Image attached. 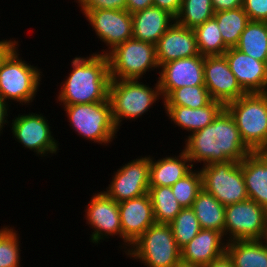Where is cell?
Here are the masks:
<instances>
[{"instance_id": "1", "label": "cell", "mask_w": 267, "mask_h": 267, "mask_svg": "<svg viewBox=\"0 0 267 267\" xmlns=\"http://www.w3.org/2000/svg\"><path fill=\"white\" fill-rule=\"evenodd\" d=\"M183 150L195 165L241 162L252 151L245 145L230 113L224 108L212 123L184 139ZM200 163V164H198Z\"/></svg>"}, {"instance_id": "2", "label": "cell", "mask_w": 267, "mask_h": 267, "mask_svg": "<svg viewBox=\"0 0 267 267\" xmlns=\"http://www.w3.org/2000/svg\"><path fill=\"white\" fill-rule=\"evenodd\" d=\"M56 94L59 105L88 104L108 101L111 81L107 55L75 56Z\"/></svg>"}, {"instance_id": "3", "label": "cell", "mask_w": 267, "mask_h": 267, "mask_svg": "<svg viewBox=\"0 0 267 267\" xmlns=\"http://www.w3.org/2000/svg\"><path fill=\"white\" fill-rule=\"evenodd\" d=\"M142 81L143 79L110 81L108 99L113 122L118 131L124 124L123 121L135 122L145 113L148 115L147 112H150L160 100L163 103L158 80L153 86Z\"/></svg>"}, {"instance_id": "4", "label": "cell", "mask_w": 267, "mask_h": 267, "mask_svg": "<svg viewBox=\"0 0 267 267\" xmlns=\"http://www.w3.org/2000/svg\"><path fill=\"white\" fill-rule=\"evenodd\" d=\"M18 47L8 54L0 66V97L10 106L15 102L17 106L31 107L32 102H36L44 74L38 65H31L21 57Z\"/></svg>"}, {"instance_id": "5", "label": "cell", "mask_w": 267, "mask_h": 267, "mask_svg": "<svg viewBox=\"0 0 267 267\" xmlns=\"http://www.w3.org/2000/svg\"><path fill=\"white\" fill-rule=\"evenodd\" d=\"M63 107L70 128L89 143L110 146L117 138L110 101L88 104L58 105ZM91 141V142H90Z\"/></svg>"}, {"instance_id": "6", "label": "cell", "mask_w": 267, "mask_h": 267, "mask_svg": "<svg viewBox=\"0 0 267 267\" xmlns=\"http://www.w3.org/2000/svg\"><path fill=\"white\" fill-rule=\"evenodd\" d=\"M245 145L252 152L267 151V93H246L225 105Z\"/></svg>"}, {"instance_id": "7", "label": "cell", "mask_w": 267, "mask_h": 267, "mask_svg": "<svg viewBox=\"0 0 267 267\" xmlns=\"http://www.w3.org/2000/svg\"><path fill=\"white\" fill-rule=\"evenodd\" d=\"M125 255L146 267H174L181 260V250L171 226L162 223L151 225Z\"/></svg>"}, {"instance_id": "8", "label": "cell", "mask_w": 267, "mask_h": 267, "mask_svg": "<svg viewBox=\"0 0 267 267\" xmlns=\"http://www.w3.org/2000/svg\"><path fill=\"white\" fill-rule=\"evenodd\" d=\"M107 58L111 80H139L146 78V72L159 73L156 45L149 42L128 39L111 50Z\"/></svg>"}, {"instance_id": "9", "label": "cell", "mask_w": 267, "mask_h": 267, "mask_svg": "<svg viewBox=\"0 0 267 267\" xmlns=\"http://www.w3.org/2000/svg\"><path fill=\"white\" fill-rule=\"evenodd\" d=\"M202 187L224 206L248 199L241 162L227 161L198 166Z\"/></svg>"}, {"instance_id": "10", "label": "cell", "mask_w": 267, "mask_h": 267, "mask_svg": "<svg viewBox=\"0 0 267 267\" xmlns=\"http://www.w3.org/2000/svg\"><path fill=\"white\" fill-rule=\"evenodd\" d=\"M10 131L13 140L19 142L24 149L34 152L39 159L51 158L59 152V141L54 138L48 118L37 112L19 113L10 120ZM50 155V156H49ZM42 157V158H41Z\"/></svg>"}, {"instance_id": "11", "label": "cell", "mask_w": 267, "mask_h": 267, "mask_svg": "<svg viewBox=\"0 0 267 267\" xmlns=\"http://www.w3.org/2000/svg\"><path fill=\"white\" fill-rule=\"evenodd\" d=\"M267 231V210L247 199L225 206L224 238L234 240H263Z\"/></svg>"}, {"instance_id": "12", "label": "cell", "mask_w": 267, "mask_h": 267, "mask_svg": "<svg viewBox=\"0 0 267 267\" xmlns=\"http://www.w3.org/2000/svg\"><path fill=\"white\" fill-rule=\"evenodd\" d=\"M84 17L97 36L106 45L101 52L95 54L107 55L116 46L133 38L132 16L127 10L96 9L88 10Z\"/></svg>"}, {"instance_id": "13", "label": "cell", "mask_w": 267, "mask_h": 267, "mask_svg": "<svg viewBox=\"0 0 267 267\" xmlns=\"http://www.w3.org/2000/svg\"><path fill=\"white\" fill-rule=\"evenodd\" d=\"M113 172L110 184L102 190L115 202L141 197L148 193L150 175V155L138 156Z\"/></svg>"}, {"instance_id": "14", "label": "cell", "mask_w": 267, "mask_h": 267, "mask_svg": "<svg viewBox=\"0 0 267 267\" xmlns=\"http://www.w3.org/2000/svg\"><path fill=\"white\" fill-rule=\"evenodd\" d=\"M85 208L83 219H86V224L92 229L89 242L98 246L101 242L107 239L106 242H108L110 237L116 238V236L122 241L118 202L100 190L93 193Z\"/></svg>"}, {"instance_id": "15", "label": "cell", "mask_w": 267, "mask_h": 267, "mask_svg": "<svg viewBox=\"0 0 267 267\" xmlns=\"http://www.w3.org/2000/svg\"><path fill=\"white\" fill-rule=\"evenodd\" d=\"M122 242L119 248L123 255L151 225L155 223L149 194L118 203Z\"/></svg>"}, {"instance_id": "16", "label": "cell", "mask_w": 267, "mask_h": 267, "mask_svg": "<svg viewBox=\"0 0 267 267\" xmlns=\"http://www.w3.org/2000/svg\"><path fill=\"white\" fill-rule=\"evenodd\" d=\"M158 80L163 100L183 86L205 85L204 56L198 55L167 62L159 67Z\"/></svg>"}, {"instance_id": "17", "label": "cell", "mask_w": 267, "mask_h": 267, "mask_svg": "<svg viewBox=\"0 0 267 267\" xmlns=\"http://www.w3.org/2000/svg\"><path fill=\"white\" fill-rule=\"evenodd\" d=\"M204 80L211 99L224 106L246 94L224 55L204 56Z\"/></svg>"}, {"instance_id": "18", "label": "cell", "mask_w": 267, "mask_h": 267, "mask_svg": "<svg viewBox=\"0 0 267 267\" xmlns=\"http://www.w3.org/2000/svg\"><path fill=\"white\" fill-rule=\"evenodd\" d=\"M223 55L246 93H267V62L253 59L235 47H230Z\"/></svg>"}, {"instance_id": "19", "label": "cell", "mask_w": 267, "mask_h": 267, "mask_svg": "<svg viewBox=\"0 0 267 267\" xmlns=\"http://www.w3.org/2000/svg\"><path fill=\"white\" fill-rule=\"evenodd\" d=\"M200 55L193 29L175 23L163 34L156 44L159 67L182 58Z\"/></svg>"}, {"instance_id": "20", "label": "cell", "mask_w": 267, "mask_h": 267, "mask_svg": "<svg viewBox=\"0 0 267 267\" xmlns=\"http://www.w3.org/2000/svg\"><path fill=\"white\" fill-rule=\"evenodd\" d=\"M223 234L219 231L201 229L181 250V260L201 267L210 264L226 252Z\"/></svg>"}, {"instance_id": "21", "label": "cell", "mask_w": 267, "mask_h": 267, "mask_svg": "<svg viewBox=\"0 0 267 267\" xmlns=\"http://www.w3.org/2000/svg\"><path fill=\"white\" fill-rule=\"evenodd\" d=\"M133 21V38L154 45L175 23L176 17L154 5L131 14Z\"/></svg>"}, {"instance_id": "22", "label": "cell", "mask_w": 267, "mask_h": 267, "mask_svg": "<svg viewBox=\"0 0 267 267\" xmlns=\"http://www.w3.org/2000/svg\"><path fill=\"white\" fill-rule=\"evenodd\" d=\"M162 108L165 109L164 113L170 123L188 132L189 136V133L204 129L212 123L225 106L219 101L212 100L208 105L194 109L183 106H163Z\"/></svg>"}, {"instance_id": "23", "label": "cell", "mask_w": 267, "mask_h": 267, "mask_svg": "<svg viewBox=\"0 0 267 267\" xmlns=\"http://www.w3.org/2000/svg\"><path fill=\"white\" fill-rule=\"evenodd\" d=\"M248 199L267 210V152H252L241 161Z\"/></svg>"}, {"instance_id": "24", "label": "cell", "mask_w": 267, "mask_h": 267, "mask_svg": "<svg viewBox=\"0 0 267 267\" xmlns=\"http://www.w3.org/2000/svg\"><path fill=\"white\" fill-rule=\"evenodd\" d=\"M180 151L177 155H166L157 160L150 156L149 186L171 187L194 168L185 151L181 148Z\"/></svg>"}, {"instance_id": "25", "label": "cell", "mask_w": 267, "mask_h": 267, "mask_svg": "<svg viewBox=\"0 0 267 267\" xmlns=\"http://www.w3.org/2000/svg\"><path fill=\"white\" fill-rule=\"evenodd\" d=\"M226 252L235 267H267V243L264 239L227 242Z\"/></svg>"}, {"instance_id": "26", "label": "cell", "mask_w": 267, "mask_h": 267, "mask_svg": "<svg viewBox=\"0 0 267 267\" xmlns=\"http://www.w3.org/2000/svg\"><path fill=\"white\" fill-rule=\"evenodd\" d=\"M201 229L219 231L224 236L225 206L203 188L191 207Z\"/></svg>"}, {"instance_id": "27", "label": "cell", "mask_w": 267, "mask_h": 267, "mask_svg": "<svg viewBox=\"0 0 267 267\" xmlns=\"http://www.w3.org/2000/svg\"><path fill=\"white\" fill-rule=\"evenodd\" d=\"M235 48L253 59L267 62L266 22L250 21L240 35Z\"/></svg>"}, {"instance_id": "28", "label": "cell", "mask_w": 267, "mask_h": 267, "mask_svg": "<svg viewBox=\"0 0 267 267\" xmlns=\"http://www.w3.org/2000/svg\"><path fill=\"white\" fill-rule=\"evenodd\" d=\"M155 223L170 224L183 209L169 186H149Z\"/></svg>"}, {"instance_id": "29", "label": "cell", "mask_w": 267, "mask_h": 267, "mask_svg": "<svg viewBox=\"0 0 267 267\" xmlns=\"http://www.w3.org/2000/svg\"><path fill=\"white\" fill-rule=\"evenodd\" d=\"M224 43L235 47L250 19L243 7L214 13Z\"/></svg>"}, {"instance_id": "30", "label": "cell", "mask_w": 267, "mask_h": 267, "mask_svg": "<svg viewBox=\"0 0 267 267\" xmlns=\"http://www.w3.org/2000/svg\"><path fill=\"white\" fill-rule=\"evenodd\" d=\"M200 55H223L229 47L224 43L214 17L193 29Z\"/></svg>"}, {"instance_id": "31", "label": "cell", "mask_w": 267, "mask_h": 267, "mask_svg": "<svg viewBox=\"0 0 267 267\" xmlns=\"http://www.w3.org/2000/svg\"><path fill=\"white\" fill-rule=\"evenodd\" d=\"M212 101L205 85L183 86L174 89L164 100V106L200 108Z\"/></svg>"}, {"instance_id": "32", "label": "cell", "mask_w": 267, "mask_h": 267, "mask_svg": "<svg viewBox=\"0 0 267 267\" xmlns=\"http://www.w3.org/2000/svg\"><path fill=\"white\" fill-rule=\"evenodd\" d=\"M212 0H182L176 22L189 29H194L214 17Z\"/></svg>"}, {"instance_id": "33", "label": "cell", "mask_w": 267, "mask_h": 267, "mask_svg": "<svg viewBox=\"0 0 267 267\" xmlns=\"http://www.w3.org/2000/svg\"><path fill=\"white\" fill-rule=\"evenodd\" d=\"M13 226L0 227V267H21V236ZM23 267V266H22Z\"/></svg>"}, {"instance_id": "34", "label": "cell", "mask_w": 267, "mask_h": 267, "mask_svg": "<svg viewBox=\"0 0 267 267\" xmlns=\"http://www.w3.org/2000/svg\"><path fill=\"white\" fill-rule=\"evenodd\" d=\"M169 225L180 249L188 244L201 230L198 218L191 207L183 208Z\"/></svg>"}, {"instance_id": "35", "label": "cell", "mask_w": 267, "mask_h": 267, "mask_svg": "<svg viewBox=\"0 0 267 267\" xmlns=\"http://www.w3.org/2000/svg\"><path fill=\"white\" fill-rule=\"evenodd\" d=\"M202 188V175L198 167L196 169L193 168L182 179L171 186L172 192L182 208L192 207Z\"/></svg>"}, {"instance_id": "36", "label": "cell", "mask_w": 267, "mask_h": 267, "mask_svg": "<svg viewBox=\"0 0 267 267\" xmlns=\"http://www.w3.org/2000/svg\"><path fill=\"white\" fill-rule=\"evenodd\" d=\"M82 14L84 15L88 10L96 9H114L126 10V0H74Z\"/></svg>"}, {"instance_id": "37", "label": "cell", "mask_w": 267, "mask_h": 267, "mask_svg": "<svg viewBox=\"0 0 267 267\" xmlns=\"http://www.w3.org/2000/svg\"><path fill=\"white\" fill-rule=\"evenodd\" d=\"M242 7L250 21L267 22V0H243Z\"/></svg>"}, {"instance_id": "38", "label": "cell", "mask_w": 267, "mask_h": 267, "mask_svg": "<svg viewBox=\"0 0 267 267\" xmlns=\"http://www.w3.org/2000/svg\"><path fill=\"white\" fill-rule=\"evenodd\" d=\"M153 5L177 16L182 6V0H153Z\"/></svg>"}, {"instance_id": "39", "label": "cell", "mask_w": 267, "mask_h": 267, "mask_svg": "<svg viewBox=\"0 0 267 267\" xmlns=\"http://www.w3.org/2000/svg\"><path fill=\"white\" fill-rule=\"evenodd\" d=\"M214 12L232 10L243 6V0H212Z\"/></svg>"}, {"instance_id": "40", "label": "cell", "mask_w": 267, "mask_h": 267, "mask_svg": "<svg viewBox=\"0 0 267 267\" xmlns=\"http://www.w3.org/2000/svg\"><path fill=\"white\" fill-rule=\"evenodd\" d=\"M19 44L18 39H11V37L0 40V66L8 54Z\"/></svg>"}, {"instance_id": "41", "label": "cell", "mask_w": 267, "mask_h": 267, "mask_svg": "<svg viewBox=\"0 0 267 267\" xmlns=\"http://www.w3.org/2000/svg\"><path fill=\"white\" fill-rule=\"evenodd\" d=\"M11 106L0 97V136L3 134V130L5 125L9 126L11 121H8L9 115L12 114V110H10Z\"/></svg>"}, {"instance_id": "42", "label": "cell", "mask_w": 267, "mask_h": 267, "mask_svg": "<svg viewBox=\"0 0 267 267\" xmlns=\"http://www.w3.org/2000/svg\"><path fill=\"white\" fill-rule=\"evenodd\" d=\"M153 5V0H126V10L133 14Z\"/></svg>"}, {"instance_id": "43", "label": "cell", "mask_w": 267, "mask_h": 267, "mask_svg": "<svg viewBox=\"0 0 267 267\" xmlns=\"http://www.w3.org/2000/svg\"><path fill=\"white\" fill-rule=\"evenodd\" d=\"M205 267H235L231 257L225 252L220 257L214 259L210 264Z\"/></svg>"}, {"instance_id": "44", "label": "cell", "mask_w": 267, "mask_h": 267, "mask_svg": "<svg viewBox=\"0 0 267 267\" xmlns=\"http://www.w3.org/2000/svg\"><path fill=\"white\" fill-rule=\"evenodd\" d=\"M174 267H201L192 263H186L180 260Z\"/></svg>"}, {"instance_id": "45", "label": "cell", "mask_w": 267, "mask_h": 267, "mask_svg": "<svg viewBox=\"0 0 267 267\" xmlns=\"http://www.w3.org/2000/svg\"><path fill=\"white\" fill-rule=\"evenodd\" d=\"M264 240L266 241V243H267V231H266V235H265V238H264Z\"/></svg>"}]
</instances>
